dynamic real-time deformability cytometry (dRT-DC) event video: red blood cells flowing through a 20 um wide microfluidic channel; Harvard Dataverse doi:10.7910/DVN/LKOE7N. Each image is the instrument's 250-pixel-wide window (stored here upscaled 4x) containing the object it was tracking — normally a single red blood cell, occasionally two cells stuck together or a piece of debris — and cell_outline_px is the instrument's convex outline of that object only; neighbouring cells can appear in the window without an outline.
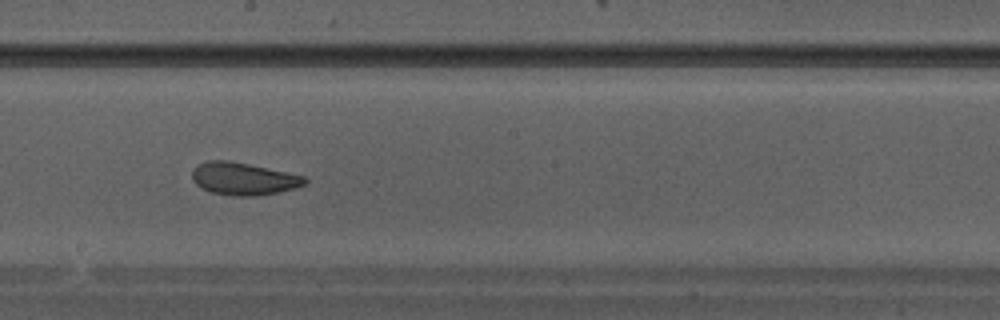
{"species": "Egyptian fruit bat (a non-hibernating species)", "species_latin": "Rousettus aegyptiacus", "temperature_condition": "warm", "stored_images_in_passage": 36, "camera_frame_rate_fps": 3000, "um_per_image_px": 0.085, "animal": {"sex": "male"}, "frame": {"image": 1, "passage_image": 21, "time_ms": 6.667, "image_size_px": [1000, 320], "cell_outline_px": [[308, 180], [304, 184], [296, 188], [256, 196], [232, 196], [212, 192], [200, 188], [192, 180], [192, 168], [196, 164], [208, 160], [228, 160], [248, 164], [304, 176]], "centroid_in_image_um": [20.63, 15.19], "position_along_channel_um": 227.6, "area_um2": 21.33}}